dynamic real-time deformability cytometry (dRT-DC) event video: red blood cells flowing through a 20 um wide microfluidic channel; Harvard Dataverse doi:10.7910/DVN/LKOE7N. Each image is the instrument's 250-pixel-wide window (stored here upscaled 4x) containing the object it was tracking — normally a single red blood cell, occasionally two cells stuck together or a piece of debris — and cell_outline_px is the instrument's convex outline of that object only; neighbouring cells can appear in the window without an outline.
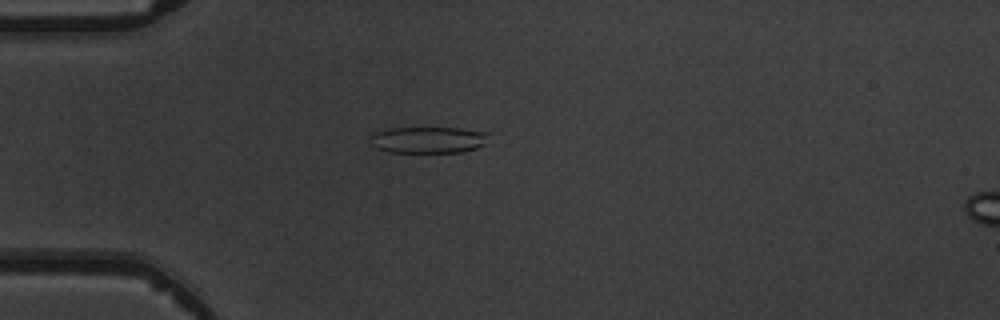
{"species": "common noctule bat (a hibernating species)", "species_latin": "Nyctalus noctula", "temperature_condition": "warm", "stored_images_in_passage": 5, "camera_frame_rate_fps": 3000, "um_per_image_px": 0.085, "animal": {"sex": "male", "body_mass_g": 19.5, "forearm_length_mm": 54.6}, "frame": {"image": 1, "passage_image": 5, "time_ms": 4.667, "image_size_px": [1000, 320], "cell_outline_px": [[492, 132], [484, 144], [476, 148], [460, 152], [388, 152], [376, 148], [368, 144], [368, 136], [372, 132], [388, 128], [460, 128]], "centroid_in_image_um": [36.34, 11.88], "position_along_channel_um": 48.7, "area_um2": 18.73}}